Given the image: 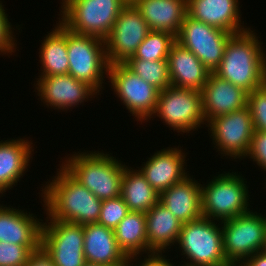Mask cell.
Segmentation results:
<instances>
[{
    "label": "cell",
    "mask_w": 266,
    "mask_h": 266,
    "mask_svg": "<svg viewBox=\"0 0 266 266\" xmlns=\"http://www.w3.org/2000/svg\"><path fill=\"white\" fill-rule=\"evenodd\" d=\"M247 106L251 112L254 130L266 132V83L248 93Z\"/></svg>",
    "instance_id": "obj_33"
},
{
    "label": "cell",
    "mask_w": 266,
    "mask_h": 266,
    "mask_svg": "<svg viewBox=\"0 0 266 266\" xmlns=\"http://www.w3.org/2000/svg\"><path fill=\"white\" fill-rule=\"evenodd\" d=\"M43 221L32 212L2 203L0 204V242L41 245Z\"/></svg>",
    "instance_id": "obj_19"
},
{
    "label": "cell",
    "mask_w": 266,
    "mask_h": 266,
    "mask_svg": "<svg viewBox=\"0 0 266 266\" xmlns=\"http://www.w3.org/2000/svg\"><path fill=\"white\" fill-rule=\"evenodd\" d=\"M176 42V36L164 31L150 30L143 42L138 46L134 56L129 59L145 61L167 60L171 46Z\"/></svg>",
    "instance_id": "obj_30"
},
{
    "label": "cell",
    "mask_w": 266,
    "mask_h": 266,
    "mask_svg": "<svg viewBox=\"0 0 266 266\" xmlns=\"http://www.w3.org/2000/svg\"><path fill=\"white\" fill-rule=\"evenodd\" d=\"M143 258V260L142 257L129 258L128 266H174V263H171L170 259H167V256L163 254H154L148 257L143 256ZM139 259L142 261H140ZM134 262H136V264H134Z\"/></svg>",
    "instance_id": "obj_36"
},
{
    "label": "cell",
    "mask_w": 266,
    "mask_h": 266,
    "mask_svg": "<svg viewBox=\"0 0 266 266\" xmlns=\"http://www.w3.org/2000/svg\"><path fill=\"white\" fill-rule=\"evenodd\" d=\"M192 176V177H191ZM159 194L162 203L182 223L198 220L202 215L201 182L193 175Z\"/></svg>",
    "instance_id": "obj_22"
},
{
    "label": "cell",
    "mask_w": 266,
    "mask_h": 266,
    "mask_svg": "<svg viewBox=\"0 0 266 266\" xmlns=\"http://www.w3.org/2000/svg\"><path fill=\"white\" fill-rule=\"evenodd\" d=\"M174 266H176V265H175V262H174ZM178 266H187V265H184V264L181 263V265L178 264Z\"/></svg>",
    "instance_id": "obj_41"
},
{
    "label": "cell",
    "mask_w": 266,
    "mask_h": 266,
    "mask_svg": "<svg viewBox=\"0 0 266 266\" xmlns=\"http://www.w3.org/2000/svg\"><path fill=\"white\" fill-rule=\"evenodd\" d=\"M41 245H18L0 242V266H25L28 256Z\"/></svg>",
    "instance_id": "obj_32"
},
{
    "label": "cell",
    "mask_w": 266,
    "mask_h": 266,
    "mask_svg": "<svg viewBox=\"0 0 266 266\" xmlns=\"http://www.w3.org/2000/svg\"><path fill=\"white\" fill-rule=\"evenodd\" d=\"M66 46L69 57L68 74L87 83L101 95L109 68L105 41L95 36L75 33L66 27Z\"/></svg>",
    "instance_id": "obj_7"
},
{
    "label": "cell",
    "mask_w": 266,
    "mask_h": 266,
    "mask_svg": "<svg viewBox=\"0 0 266 266\" xmlns=\"http://www.w3.org/2000/svg\"><path fill=\"white\" fill-rule=\"evenodd\" d=\"M33 148L32 141L25 137L0 141L1 196L17 185L28 171L29 163L33 159Z\"/></svg>",
    "instance_id": "obj_21"
},
{
    "label": "cell",
    "mask_w": 266,
    "mask_h": 266,
    "mask_svg": "<svg viewBox=\"0 0 266 266\" xmlns=\"http://www.w3.org/2000/svg\"><path fill=\"white\" fill-rule=\"evenodd\" d=\"M108 82L121 103L138 122L151 120L160 90L129 70L124 64L109 65Z\"/></svg>",
    "instance_id": "obj_10"
},
{
    "label": "cell",
    "mask_w": 266,
    "mask_h": 266,
    "mask_svg": "<svg viewBox=\"0 0 266 266\" xmlns=\"http://www.w3.org/2000/svg\"><path fill=\"white\" fill-rule=\"evenodd\" d=\"M120 196L130 211L144 212L150 210L158 201L159 194L147 182L137 169L127 165L121 180Z\"/></svg>",
    "instance_id": "obj_27"
},
{
    "label": "cell",
    "mask_w": 266,
    "mask_h": 266,
    "mask_svg": "<svg viewBox=\"0 0 266 266\" xmlns=\"http://www.w3.org/2000/svg\"><path fill=\"white\" fill-rule=\"evenodd\" d=\"M265 254H266V238H265V244H264V248L262 250Z\"/></svg>",
    "instance_id": "obj_40"
},
{
    "label": "cell",
    "mask_w": 266,
    "mask_h": 266,
    "mask_svg": "<svg viewBox=\"0 0 266 266\" xmlns=\"http://www.w3.org/2000/svg\"><path fill=\"white\" fill-rule=\"evenodd\" d=\"M201 217L183 223L176 246L187 266H231L225 257L221 221Z\"/></svg>",
    "instance_id": "obj_6"
},
{
    "label": "cell",
    "mask_w": 266,
    "mask_h": 266,
    "mask_svg": "<svg viewBox=\"0 0 266 266\" xmlns=\"http://www.w3.org/2000/svg\"><path fill=\"white\" fill-rule=\"evenodd\" d=\"M233 35L186 14L176 42L190 50L209 72H214L219 67L226 44Z\"/></svg>",
    "instance_id": "obj_12"
},
{
    "label": "cell",
    "mask_w": 266,
    "mask_h": 266,
    "mask_svg": "<svg viewBox=\"0 0 266 266\" xmlns=\"http://www.w3.org/2000/svg\"><path fill=\"white\" fill-rule=\"evenodd\" d=\"M149 31L147 22L138 9L128 1L104 40L109 65L123 64L132 58Z\"/></svg>",
    "instance_id": "obj_13"
},
{
    "label": "cell",
    "mask_w": 266,
    "mask_h": 266,
    "mask_svg": "<svg viewBox=\"0 0 266 266\" xmlns=\"http://www.w3.org/2000/svg\"><path fill=\"white\" fill-rule=\"evenodd\" d=\"M123 64L160 91L171 86L167 60L145 61L142 59H128Z\"/></svg>",
    "instance_id": "obj_29"
},
{
    "label": "cell",
    "mask_w": 266,
    "mask_h": 266,
    "mask_svg": "<svg viewBox=\"0 0 266 266\" xmlns=\"http://www.w3.org/2000/svg\"><path fill=\"white\" fill-rule=\"evenodd\" d=\"M129 0H64L59 21L69 30L105 40Z\"/></svg>",
    "instance_id": "obj_5"
},
{
    "label": "cell",
    "mask_w": 266,
    "mask_h": 266,
    "mask_svg": "<svg viewBox=\"0 0 266 266\" xmlns=\"http://www.w3.org/2000/svg\"><path fill=\"white\" fill-rule=\"evenodd\" d=\"M65 156L61 165L99 200L120 196L121 180L127 166L101 151H78ZM72 155V156H71ZM69 156V157H68ZM68 157V158H67Z\"/></svg>",
    "instance_id": "obj_3"
},
{
    "label": "cell",
    "mask_w": 266,
    "mask_h": 266,
    "mask_svg": "<svg viewBox=\"0 0 266 266\" xmlns=\"http://www.w3.org/2000/svg\"><path fill=\"white\" fill-rule=\"evenodd\" d=\"M252 159L263 171H266V132L254 131L249 151L245 157Z\"/></svg>",
    "instance_id": "obj_35"
},
{
    "label": "cell",
    "mask_w": 266,
    "mask_h": 266,
    "mask_svg": "<svg viewBox=\"0 0 266 266\" xmlns=\"http://www.w3.org/2000/svg\"><path fill=\"white\" fill-rule=\"evenodd\" d=\"M119 248L128 258L147 253L146 217L144 212L130 211L114 229ZM141 255V256H140Z\"/></svg>",
    "instance_id": "obj_28"
},
{
    "label": "cell",
    "mask_w": 266,
    "mask_h": 266,
    "mask_svg": "<svg viewBox=\"0 0 266 266\" xmlns=\"http://www.w3.org/2000/svg\"><path fill=\"white\" fill-rule=\"evenodd\" d=\"M181 148V146L163 148L150 155L148 160L141 164L142 166L137 167L158 194L190 175L189 171L186 172L185 160L188 153Z\"/></svg>",
    "instance_id": "obj_16"
},
{
    "label": "cell",
    "mask_w": 266,
    "mask_h": 266,
    "mask_svg": "<svg viewBox=\"0 0 266 266\" xmlns=\"http://www.w3.org/2000/svg\"><path fill=\"white\" fill-rule=\"evenodd\" d=\"M150 30L177 36L187 14V0H131Z\"/></svg>",
    "instance_id": "obj_25"
},
{
    "label": "cell",
    "mask_w": 266,
    "mask_h": 266,
    "mask_svg": "<svg viewBox=\"0 0 266 266\" xmlns=\"http://www.w3.org/2000/svg\"><path fill=\"white\" fill-rule=\"evenodd\" d=\"M206 127H208L209 137L212 138L213 147L217 149L216 152L228 159H235L234 161L244 160L255 131L248 106L215 117L207 123Z\"/></svg>",
    "instance_id": "obj_11"
},
{
    "label": "cell",
    "mask_w": 266,
    "mask_h": 266,
    "mask_svg": "<svg viewBox=\"0 0 266 266\" xmlns=\"http://www.w3.org/2000/svg\"><path fill=\"white\" fill-rule=\"evenodd\" d=\"M223 251L231 266H240L247 258L261 252L266 238V216L250 210L221 221Z\"/></svg>",
    "instance_id": "obj_8"
},
{
    "label": "cell",
    "mask_w": 266,
    "mask_h": 266,
    "mask_svg": "<svg viewBox=\"0 0 266 266\" xmlns=\"http://www.w3.org/2000/svg\"><path fill=\"white\" fill-rule=\"evenodd\" d=\"M84 266H104V265L93 264V263H88V262H86Z\"/></svg>",
    "instance_id": "obj_39"
},
{
    "label": "cell",
    "mask_w": 266,
    "mask_h": 266,
    "mask_svg": "<svg viewBox=\"0 0 266 266\" xmlns=\"http://www.w3.org/2000/svg\"><path fill=\"white\" fill-rule=\"evenodd\" d=\"M49 32L41 40L43 41L39 49L41 74L39 73L38 77L68 74L69 71L66 27L58 20L53 30Z\"/></svg>",
    "instance_id": "obj_26"
},
{
    "label": "cell",
    "mask_w": 266,
    "mask_h": 266,
    "mask_svg": "<svg viewBox=\"0 0 266 266\" xmlns=\"http://www.w3.org/2000/svg\"><path fill=\"white\" fill-rule=\"evenodd\" d=\"M57 173L41 187L44 213L50 219L78 223H97L102 200L78 182L61 164ZM59 170V171H58Z\"/></svg>",
    "instance_id": "obj_1"
},
{
    "label": "cell",
    "mask_w": 266,
    "mask_h": 266,
    "mask_svg": "<svg viewBox=\"0 0 266 266\" xmlns=\"http://www.w3.org/2000/svg\"><path fill=\"white\" fill-rule=\"evenodd\" d=\"M25 266H55L52 257L41 246L39 249L32 251Z\"/></svg>",
    "instance_id": "obj_37"
},
{
    "label": "cell",
    "mask_w": 266,
    "mask_h": 266,
    "mask_svg": "<svg viewBox=\"0 0 266 266\" xmlns=\"http://www.w3.org/2000/svg\"><path fill=\"white\" fill-rule=\"evenodd\" d=\"M240 266H266V254L263 251L253 254Z\"/></svg>",
    "instance_id": "obj_38"
},
{
    "label": "cell",
    "mask_w": 266,
    "mask_h": 266,
    "mask_svg": "<svg viewBox=\"0 0 266 266\" xmlns=\"http://www.w3.org/2000/svg\"><path fill=\"white\" fill-rule=\"evenodd\" d=\"M167 61L171 86L201 91L210 72L190 50L175 42Z\"/></svg>",
    "instance_id": "obj_24"
},
{
    "label": "cell",
    "mask_w": 266,
    "mask_h": 266,
    "mask_svg": "<svg viewBox=\"0 0 266 266\" xmlns=\"http://www.w3.org/2000/svg\"><path fill=\"white\" fill-rule=\"evenodd\" d=\"M216 175L208 183L201 184L203 217L219 222L249 212L247 179L240 172H218Z\"/></svg>",
    "instance_id": "obj_4"
},
{
    "label": "cell",
    "mask_w": 266,
    "mask_h": 266,
    "mask_svg": "<svg viewBox=\"0 0 266 266\" xmlns=\"http://www.w3.org/2000/svg\"><path fill=\"white\" fill-rule=\"evenodd\" d=\"M203 113L208 123L215 117L229 114L247 106L248 92L210 72L201 89Z\"/></svg>",
    "instance_id": "obj_17"
},
{
    "label": "cell",
    "mask_w": 266,
    "mask_h": 266,
    "mask_svg": "<svg viewBox=\"0 0 266 266\" xmlns=\"http://www.w3.org/2000/svg\"><path fill=\"white\" fill-rule=\"evenodd\" d=\"M2 4L3 2L0 0V55L5 54L9 57L17 51V38L15 37V28H13V25L9 22L7 18L8 14Z\"/></svg>",
    "instance_id": "obj_34"
},
{
    "label": "cell",
    "mask_w": 266,
    "mask_h": 266,
    "mask_svg": "<svg viewBox=\"0 0 266 266\" xmlns=\"http://www.w3.org/2000/svg\"><path fill=\"white\" fill-rule=\"evenodd\" d=\"M239 4V0H187V14L215 28L239 34L250 29L241 21Z\"/></svg>",
    "instance_id": "obj_18"
},
{
    "label": "cell",
    "mask_w": 266,
    "mask_h": 266,
    "mask_svg": "<svg viewBox=\"0 0 266 266\" xmlns=\"http://www.w3.org/2000/svg\"><path fill=\"white\" fill-rule=\"evenodd\" d=\"M255 30L234 34L214 73L248 93L266 83V51Z\"/></svg>",
    "instance_id": "obj_2"
},
{
    "label": "cell",
    "mask_w": 266,
    "mask_h": 266,
    "mask_svg": "<svg viewBox=\"0 0 266 266\" xmlns=\"http://www.w3.org/2000/svg\"><path fill=\"white\" fill-rule=\"evenodd\" d=\"M147 254L162 255L175 246L183 223L159 201L145 213ZM163 252V253H162Z\"/></svg>",
    "instance_id": "obj_23"
},
{
    "label": "cell",
    "mask_w": 266,
    "mask_h": 266,
    "mask_svg": "<svg viewBox=\"0 0 266 266\" xmlns=\"http://www.w3.org/2000/svg\"><path fill=\"white\" fill-rule=\"evenodd\" d=\"M35 92L38 95V100L43 102L44 107L47 105L59 112L72 111L73 107H78L88 100L99 95L87 83L76 80L69 74L53 75L36 78ZM36 83V84H35ZM37 89V91H36ZM90 98V99H89ZM72 108V109H71Z\"/></svg>",
    "instance_id": "obj_15"
},
{
    "label": "cell",
    "mask_w": 266,
    "mask_h": 266,
    "mask_svg": "<svg viewBox=\"0 0 266 266\" xmlns=\"http://www.w3.org/2000/svg\"><path fill=\"white\" fill-rule=\"evenodd\" d=\"M85 261L104 266H128L129 258L119 248L113 229L98 223L83 225Z\"/></svg>",
    "instance_id": "obj_20"
},
{
    "label": "cell",
    "mask_w": 266,
    "mask_h": 266,
    "mask_svg": "<svg viewBox=\"0 0 266 266\" xmlns=\"http://www.w3.org/2000/svg\"><path fill=\"white\" fill-rule=\"evenodd\" d=\"M129 212L130 210L121 196L103 200L97 223L114 230Z\"/></svg>",
    "instance_id": "obj_31"
},
{
    "label": "cell",
    "mask_w": 266,
    "mask_h": 266,
    "mask_svg": "<svg viewBox=\"0 0 266 266\" xmlns=\"http://www.w3.org/2000/svg\"><path fill=\"white\" fill-rule=\"evenodd\" d=\"M45 219L41 246L52 257L55 266H84L83 225L50 219L48 216Z\"/></svg>",
    "instance_id": "obj_14"
},
{
    "label": "cell",
    "mask_w": 266,
    "mask_h": 266,
    "mask_svg": "<svg viewBox=\"0 0 266 266\" xmlns=\"http://www.w3.org/2000/svg\"><path fill=\"white\" fill-rule=\"evenodd\" d=\"M159 117L175 132L192 133L206 123L201 91L169 86L159 92L156 109L151 118ZM203 124V126H201Z\"/></svg>",
    "instance_id": "obj_9"
}]
</instances>
